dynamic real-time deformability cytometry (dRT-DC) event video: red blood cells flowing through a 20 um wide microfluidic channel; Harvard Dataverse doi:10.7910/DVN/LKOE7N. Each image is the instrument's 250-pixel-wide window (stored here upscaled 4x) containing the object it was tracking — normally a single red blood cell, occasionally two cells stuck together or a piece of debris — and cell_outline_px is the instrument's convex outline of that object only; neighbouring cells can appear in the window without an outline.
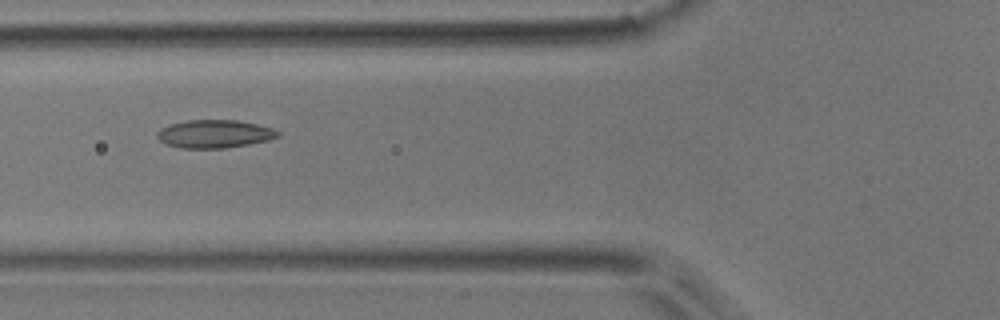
{"species": "common noctule bat (a hibernating species)", "species_latin": "Nyctalus noctula", "temperature_condition": "room temperature", "stored_images_in_passage": 5, "camera_frame_rate_fps": 3000, "um_per_image_px": 0.085, "animal": {"sex": "male", "body_mass_g": 17.9}, "frame": {"image": 1, "passage_image": 3, "time_ms": 0.667, "image_size_px": [1000, 320], "cell_outline_px": [[280, 136], [268, 140], [248, 144], [224, 148], [180, 148], [164, 144], [156, 136], [156, 132], [160, 128], [168, 124], [188, 120], [236, 120], [256, 124], [272, 128], [280, 132]], "centroid_in_image_um": [18.19, 11.38], "position_along_channel_um": 107.6, "area_um2": 19.83}}
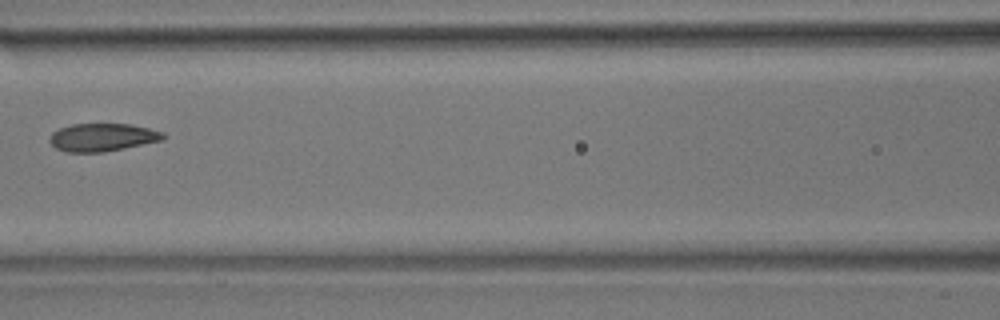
{"frame": {"image": 2, "passage_image": 4, "time_ms": 1.0, "image_size_px": [1000, 320], "cell_outline_px": [[164, 140], [104, 152], [68, 152], [56, 148], [48, 140], [52, 132], [60, 128], [72, 124], [128, 124], [148, 128], [164, 132]], "centroid_in_image_um": [8.7, 11.67], "position_along_channel_um": 157.9, "area_um2": 18.38}}
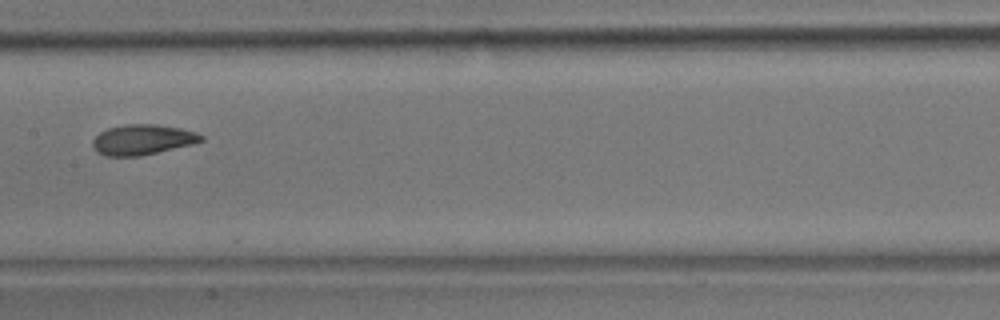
{"frame": {"image": 3, "passage_image": 5, "time_ms": 1.333, "image_size_px": [1000, 320], "cell_outline_px": [[204, 140], [192, 144], [140, 156], [104, 156], [96, 152], [92, 148], [92, 140], [100, 132], [108, 128], [124, 124], [156, 124], [180, 128], [196, 132], [204, 136]], "centroid_in_image_um": [12.08, 11.87], "position_along_channel_um": 195.3, "area_um2": 19.25}}